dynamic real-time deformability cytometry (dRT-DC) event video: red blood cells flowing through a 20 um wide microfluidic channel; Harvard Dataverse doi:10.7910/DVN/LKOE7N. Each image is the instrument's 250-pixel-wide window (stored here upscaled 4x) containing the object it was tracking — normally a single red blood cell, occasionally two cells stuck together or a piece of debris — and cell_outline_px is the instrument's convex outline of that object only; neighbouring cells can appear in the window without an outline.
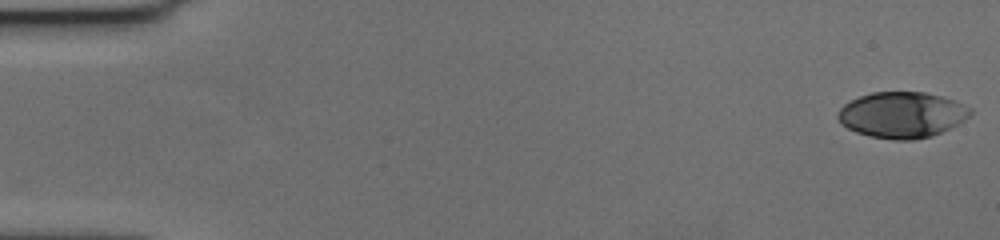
{"species": "human", "species_latin": "Homo sapiens", "temperature_condition": "cold", "stored_images_in_passage": 58, "camera_frame_rate_fps": 3000, "um_per_image_px": 0.085, "donor": {"sex": "female"}, "frame": {"image": 1, "passage_image": 1, "time_ms": 0.0, "image_size_px": [1000, 240], "cell_outline_px": [[972, 112], [964, 120], [932, 136], [912, 140], [892, 140], [872, 136], [856, 132], [840, 124], [836, 116], [836, 112], [844, 104], [860, 96], [872, 92], [924, 92], [940, 96], [952, 100], [972, 108]], "centroid_in_image_um": [76.62, 9.76], "position_along_channel_um": 8.4, "area_um2": 35.26}}
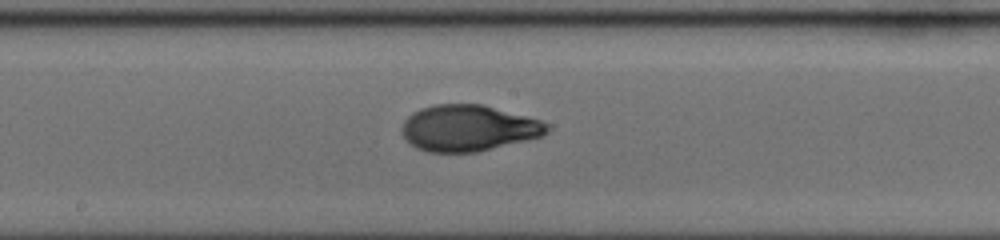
{"frame": {"image": 2, "passage_image": 32, "time_ms": 10.333, "image_size_px": [1000, 240], "cell_outline_px": [[552, 128], [544, 136], [528, 140], [476, 152], [428, 152], [416, 148], [404, 136], [400, 128], [404, 120], [412, 112], [420, 108], [436, 104], [484, 104], [540, 120], [552, 124]], "centroid_in_image_um": [39.85, 10.88], "position_along_channel_um": 208.3, "area_um2": 39.42}}
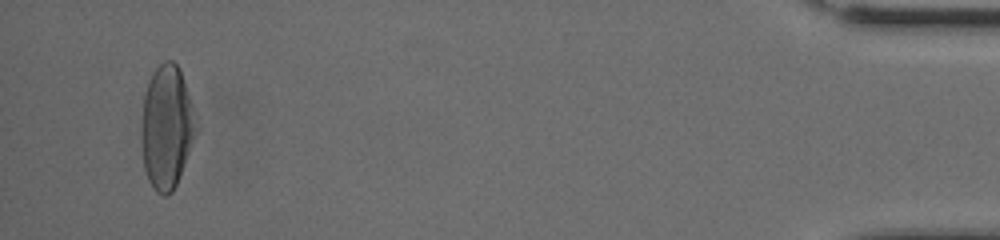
{"frame": {"image": 3, "passage_image": 56, "time_ms": 18.333, "image_size_px": [1000, 240], "cell_outline_px": [[192, 132], [188, 148], [176, 184], [172, 192], [168, 196], [164, 196], [156, 192], [148, 180], [144, 168], [144, 96], [152, 72], [164, 60], [172, 60], [180, 68], [188, 96], [192, 128]], "centroid_in_image_um": [14.11, 10.79], "position_along_channel_um": 421.1, "area_um2": 36.41}, "authors_computed_cell_mechanics": {"area_um2": 38.0613, "velocity_mm_per_s": 3.6378, "shape_relaxation_time_tau1_ms": 5.8504, "shape_relaxation_time_tau2_ms": 1.2847, "deformation_change_tau1": 0.2499, "deformation_change_tau2": 0.0621}}